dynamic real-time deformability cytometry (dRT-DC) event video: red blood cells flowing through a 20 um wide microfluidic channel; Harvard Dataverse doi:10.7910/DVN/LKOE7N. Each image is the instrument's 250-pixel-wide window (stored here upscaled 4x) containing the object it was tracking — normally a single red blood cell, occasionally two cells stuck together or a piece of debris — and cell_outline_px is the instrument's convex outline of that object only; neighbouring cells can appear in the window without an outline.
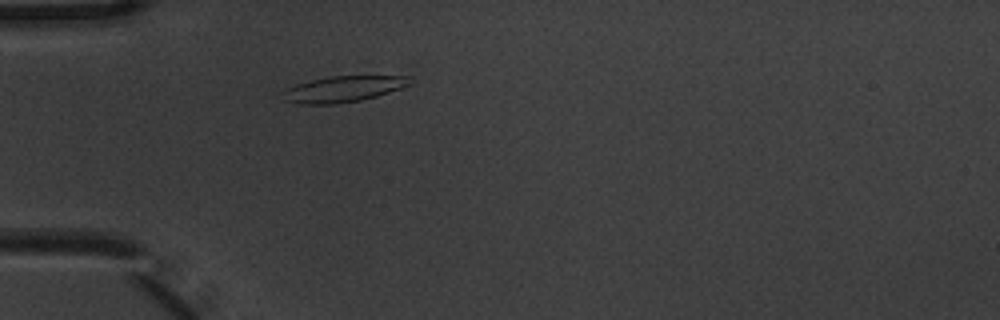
{"species": "common noctule bat (a hibernating species)", "species_latin": "Nyctalus noctula", "temperature_condition": "warm", "stored_images_in_passage": 2, "camera_frame_rate_fps": 3000, "um_per_image_px": 0.085, "animal": {"sex": "male", "body_mass_g": 20.1, "forearm_length_mm": 53.5}, "frame": {"image": 1, "passage_image": 2, "time_ms": 0.333, "image_size_px": [1000, 320], "cell_outline_px": [[412, 84], [376, 96], [360, 100], [336, 104], [300, 104], [284, 100], [280, 92], [296, 84], [328, 76], [408, 76]], "centroid_in_image_um": [29.13, 7.57], "position_along_channel_um": 55.9, "area_um2": 19.13}}